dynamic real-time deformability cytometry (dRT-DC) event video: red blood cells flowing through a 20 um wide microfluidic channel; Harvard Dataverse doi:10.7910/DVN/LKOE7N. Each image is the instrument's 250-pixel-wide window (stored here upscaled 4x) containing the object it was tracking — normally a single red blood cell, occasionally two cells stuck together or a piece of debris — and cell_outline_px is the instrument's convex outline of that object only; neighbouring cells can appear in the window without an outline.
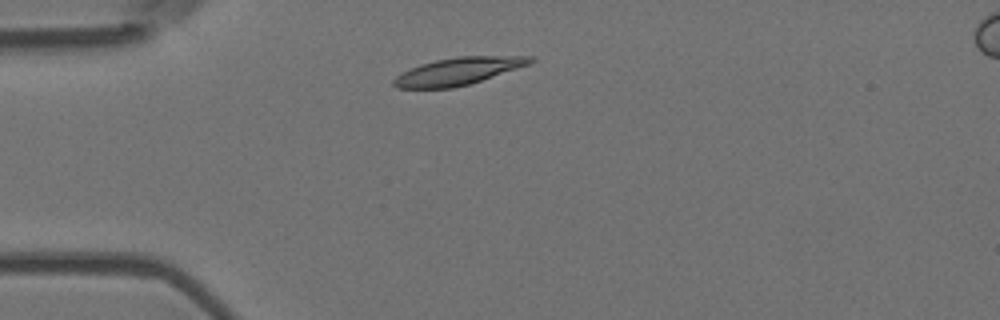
{"species": "Egyptian fruit bat (a non-hibernating species)", "species_latin": "Rousettus aegyptiacus", "temperature_condition": "room temperature", "stored_images_in_passage": 4, "camera_frame_rate_fps": 3000, "um_per_image_px": 0.085, "animal": {"sex": "female"}, "frame": {"image": 1, "passage_image": 2, "time_ms": 0.333, "image_size_px": [1000, 320], "cell_outline_px": [[536, 60], [528, 64], [468, 84], [452, 88], [396, 88], [392, 84], [392, 80], [396, 76], [420, 64], [436, 60], [460, 56], [532, 56]], "centroid_in_image_um": [38.9, 6.05], "position_along_channel_um": 46.1, "area_um2": 21.27}}
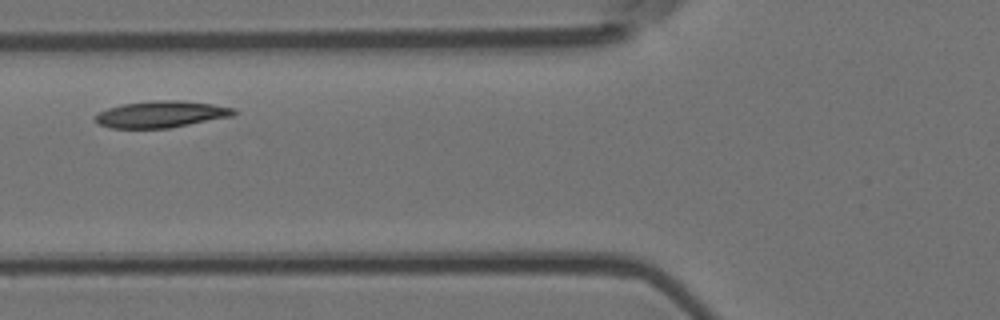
{"frame": {"image": 2, "passage_image": 4, "time_ms": 1.0, "image_size_px": [1000, 320], "cell_outline_px": [[240, 112], [232, 116], [168, 128], [108, 128], [100, 124], [96, 120], [96, 116], [100, 112], [108, 108], [124, 104], [160, 100], [180, 100], [212, 104], [236, 108]], "centroid_in_image_um": [13.76, 9.71], "position_along_channel_um": 112.0, "area_um2": 21.27}}